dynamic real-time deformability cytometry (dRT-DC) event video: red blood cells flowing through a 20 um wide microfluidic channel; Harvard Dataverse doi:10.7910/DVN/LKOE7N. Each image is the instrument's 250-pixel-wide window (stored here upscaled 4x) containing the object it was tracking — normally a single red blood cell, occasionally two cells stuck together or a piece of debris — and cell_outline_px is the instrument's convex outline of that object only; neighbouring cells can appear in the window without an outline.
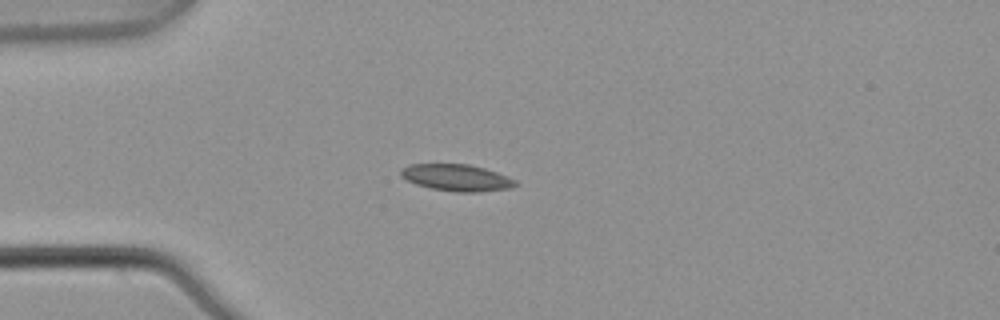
{"species": "common noctule bat (a hibernating species)", "species_latin": "Nyctalus noctula", "temperature_condition": "warm", "stored_images_in_passage": 3, "camera_frame_rate_fps": 3000, "um_per_image_px": 0.085, "animal": {"sex": "male", "body_mass_g": 21.5, "forearm_length_mm": 52.0}, "frame": {"image": 1, "passage_image": 1, "time_ms": 0.0, "image_size_px": [1000, 320], "cell_outline_px": [[520, 184], [512, 188], [476, 192], [456, 192], [432, 188], [416, 184], [400, 176], [400, 168], [412, 164], [468, 164], [484, 168], [496, 172], [516, 180]], "centroid_in_image_um": [38.83, 15.1], "position_along_channel_um": 46.2, "area_um2": 17.8}}
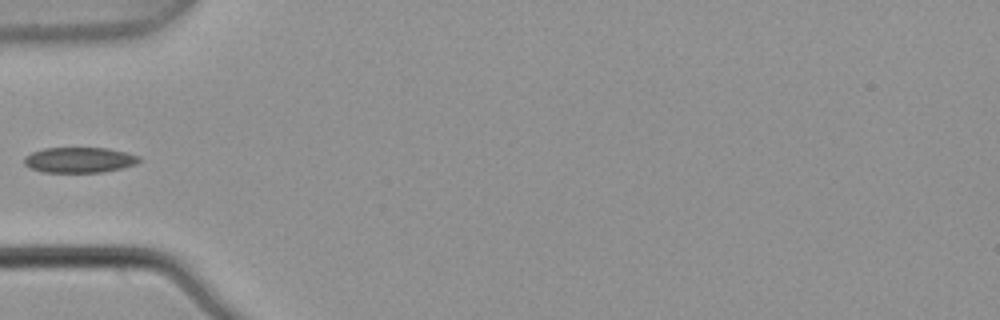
{"frame": {"image": 2, "passage_image": 2, "time_ms": 0.333, "image_size_px": [1000, 320], "cell_outline_px": [[140, 160], [136, 164], [104, 172], [40, 172], [28, 168], [24, 164], [24, 156], [32, 152], [44, 148], [104, 148], [124, 152], [140, 156]], "centroid_in_image_um": [6.69, 13.6], "position_along_channel_um": 78.3, "area_um2": 17.05}}
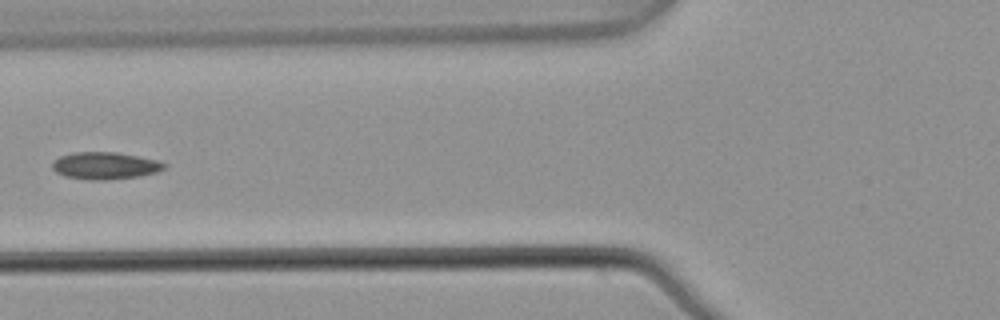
{"frame": {"image": 3, "passage_image": 3, "time_ms": 0.667, "image_size_px": [1000, 320], "cell_outline_px": [[168, 164], [164, 168], [156, 172], [140, 176], [104, 180], [88, 180], [64, 176], [56, 172], [52, 168], [52, 160], [60, 156], [72, 152], [116, 152], [160, 160]], "centroid_in_image_um": [8.92, 14.08], "position_along_channel_um": 116.9, "area_um2": 17.92}}